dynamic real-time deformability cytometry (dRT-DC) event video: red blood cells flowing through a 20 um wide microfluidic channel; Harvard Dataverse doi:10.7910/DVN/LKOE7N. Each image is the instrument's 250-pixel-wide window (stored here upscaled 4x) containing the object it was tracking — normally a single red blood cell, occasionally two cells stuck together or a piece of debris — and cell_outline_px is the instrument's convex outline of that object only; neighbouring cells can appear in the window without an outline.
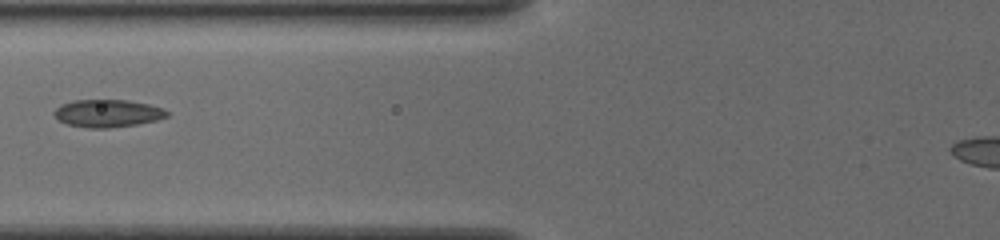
{"species": "common noctule bat (a hibernating species)", "species_latin": "Nyctalus noctula", "temperature_condition": "cold", "stored_images_in_passage": 29, "camera_frame_rate_fps": 3000, "um_per_image_px": 0.085, "animal": {"sex": "female", "body_mass_g": 19.5, "forearm_length_mm": 54.1}, "frame": {"image": 1, "passage_image": 13, "time_ms": 4.0, "image_size_px": [1000, 240], "cell_outline_px": [[168, 116], [156, 120], [136, 124], [108, 128], [88, 128], [68, 124], [60, 120], [52, 112], [60, 104], [72, 100], [128, 100], [148, 104], [164, 108], [168, 112]], "centroid_in_image_um": [9.14, 9.62], "position_along_channel_um": 116.7, "area_um2": 18.09}}